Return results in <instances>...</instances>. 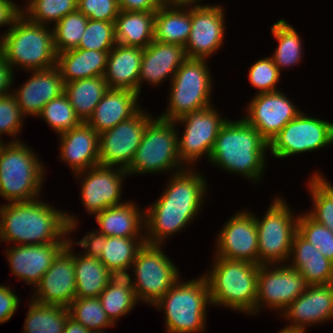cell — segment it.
<instances>
[{
  "label": "cell",
  "instance_id": "1",
  "mask_svg": "<svg viewBox=\"0 0 333 333\" xmlns=\"http://www.w3.org/2000/svg\"><path fill=\"white\" fill-rule=\"evenodd\" d=\"M0 218V238L21 241L24 245L68 242L67 239L57 238L64 236L75 226L72 217L35 199L12 202L0 208Z\"/></svg>",
  "mask_w": 333,
  "mask_h": 333
},
{
  "label": "cell",
  "instance_id": "2",
  "mask_svg": "<svg viewBox=\"0 0 333 333\" xmlns=\"http://www.w3.org/2000/svg\"><path fill=\"white\" fill-rule=\"evenodd\" d=\"M205 189L201 176L185 171L175 174L168 189L147 213L146 226L154 238L150 236L145 243L158 245L163 237L184 227L199 210Z\"/></svg>",
  "mask_w": 333,
  "mask_h": 333
},
{
  "label": "cell",
  "instance_id": "3",
  "mask_svg": "<svg viewBox=\"0 0 333 333\" xmlns=\"http://www.w3.org/2000/svg\"><path fill=\"white\" fill-rule=\"evenodd\" d=\"M268 142L244 119L221 127L210 160L223 168L257 179L263 170Z\"/></svg>",
  "mask_w": 333,
  "mask_h": 333
},
{
  "label": "cell",
  "instance_id": "4",
  "mask_svg": "<svg viewBox=\"0 0 333 333\" xmlns=\"http://www.w3.org/2000/svg\"><path fill=\"white\" fill-rule=\"evenodd\" d=\"M22 13L14 20L13 27L0 42V51L6 63L22 65L26 68L42 70L54 67L57 63V52L53 42V31L45 26L25 21ZM46 29V30H45Z\"/></svg>",
  "mask_w": 333,
  "mask_h": 333
},
{
  "label": "cell",
  "instance_id": "5",
  "mask_svg": "<svg viewBox=\"0 0 333 333\" xmlns=\"http://www.w3.org/2000/svg\"><path fill=\"white\" fill-rule=\"evenodd\" d=\"M206 277L210 302L224 304L245 312L254 311L260 265L247 261L220 258Z\"/></svg>",
  "mask_w": 333,
  "mask_h": 333
},
{
  "label": "cell",
  "instance_id": "6",
  "mask_svg": "<svg viewBox=\"0 0 333 333\" xmlns=\"http://www.w3.org/2000/svg\"><path fill=\"white\" fill-rule=\"evenodd\" d=\"M0 145V195L14 202L31 201L41 186L43 170L35 155L15 141Z\"/></svg>",
  "mask_w": 333,
  "mask_h": 333
},
{
  "label": "cell",
  "instance_id": "7",
  "mask_svg": "<svg viewBox=\"0 0 333 333\" xmlns=\"http://www.w3.org/2000/svg\"><path fill=\"white\" fill-rule=\"evenodd\" d=\"M208 301L209 284L205 276L179 286L175 283L155 304L165 308L169 333H191L203 330Z\"/></svg>",
  "mask_w": 333,
  "mask_h": 333
},
{
  "label": "cell",
  "instance_id": "8",
  "mask_svg": "<svg viewBox=\"0 0 333 333\" xmlns=\"http://www.w3.org/2000/svg\"><path fill=\"white\" fill-rule=\"evenodd\" d=\"M172 75L170 109L160 119L175 122L187 113L211 106V80L204 59L187 58Z\"/></svg>",
  "mask_w": 333,
  "mask_h": 333
},
{
  "label": "cell",
  "instance_id": "9",
  "mask_svg": "<svg viewBox=\"0 0 333 333\" xmlns=\"http://www.w3.org/2000/svg\"><path fill=\"white\" fill-rule=\"evenodd\" d=\"M172 125L173 121L158 118L146 126L133 161L126 170L127 174L161 171L178 164L179 140Z\"/></svg>",
  "mask_w": 333,
  "mask_h": 333
},
{
  "label": "cell",
  "instance_id": "10",
  "mask_svg": "<svg viewBox=\"0 0 333 333\" xmlns=\"http://www.w3.org/2000/svg\"><path fill=\"white\" fill-rule=\"evenodd\" d=\"M158 246L144 243L133 262L138 281L132 284L136 298L141 296L140 298L143 297L153 304L169 291L178 279V270Z\"/></svg>",
  "mask_w": 333,
  "mask_h": 333
},
{
  "label": "cell",
  "instance_id": "11",
  "mask_svg": "<svg viewBox=\"0 0 333 333\" xmlns=\"http://www.w3.org/2000/svg\"><path fill=\"white\" fill-rule=\"evenodd\" d=\"M289 210L283 200L277 199L269 208L263 221L256 219L258 265L266 264L264 259L276 262L289 256L298 224L291 218Z\"/></svg>",
  "mask_w": 333,
  "mask_h": 333
},
{
  "label": "cell",
  "instance_id": "12",
  "mask_svg": "<svg viewBox=\"0 0 333 333\" xmlns=\"http://www.w3.org/2000/svg\"><path fill=\"white\" fill-rule=\"evenodd\" d=\"M333 142V123L299 113L268 143L276 157L315 150Z\"/></svg>",
  "mask_w": 333,
  "mask_h": 333
},
{
  "label": "cell",
  "instance_id": "13",
  "mask_svg": "<svg viewBox=\"0 0 333 333\" xmlns=\"http://www.w3.org/2000/svg\"><path fill=\"white\" fill-rule=\"evenodd\" d=\"M152 121L141 111L99 134V165L111 167L123 163L127 170L141 143L146 126Z\"/></svg>",
  "mask_w": 333,
  "mask_h": 333
},
{
  "label": "cell",
  "instance_id": "14",
  "mask_svg": "<svg viewBox=\"0 0 333 333\" xmlns=\"http://www.w3.org/2000/svg\"><path fill=\"white\" fill-rule=\"evenodd\" d=\"M186 122L182 139L178 142L180 161L196 160L199 156L212 153L217 135L226 120L220 119L211 106L192 111L176 121Z\"/></svg>",
  "mask_w": 333,
  "mask_h": 333
},
{
  "label": "cell",
  "instance_id": "15",
  "mask_svg": "<svg viewBox=\"0 0 333 333\" xmlns=\"http://www.w3.org/2000/svg\"><path fill=\"white\" fill-rule=\"evenodd\" d=\"M70 247L71 242H67L41 277L37 284L39 297L34 301L68 307L76 298L74 255L69 252Z\"/></svg>",
  "mask_w": 333,
  "mask_h": 333
},
{
  "label": "cell",
  "instance_id": "16",
  "mask_svg": "<svg viewBox=\"0 0 333 333\" xmlns=\"http://www.w3.org/2000/svg\"><path fill=\"white\" fill-rule=\"evenodd\" d=\"M248 110L249 118L246 117L244 120L268 143L300 113L279 91L259 93L252 100Z\"/></svg>",
  "mask_w": 333,
  "mask_h": 333
},
{
  "label": "cell",
  "instance_id": "17",
  "mask_svg": "<svg viewBox=\"0 0 333 333\" xmlns=\"http://www.w3.org/2000/svg\"><path fill=\"white\" fill-rule=\"evenodd\" d=\"M223 16L221 7L198 5L192 8L190 36L184 46L187 58L205 60L206 56L221 46L224 35Z\"/></svg>",
  "mask_w": 333,
  "mask_h": 333
},
{
  "label": "cell",
  "instance_id": "18",
  "mask_svg": "<svg viewBox=\"0 0 333 333\" xmlns=\"http://www.w3.org/2000/svg\"><path fill=\"white\" fill-rule=\"evenodd\" d=\"M260 265L257 285V303L261 300L277 308H286L309 288L306 279L290 266L267 271Z\"/></svg>",
  "mask_w": 333,
  "mask_h": 333
},
{
  "label": "cell",
  "instance_id": "19",
  "mask_svg": "<svg viewBox=\"0 0 333 333\" xmlns=\"http://www.w3.org/2000/svg\"><path fill=\"white\" fill-rule=\"evenodd\" d=\"M217 257L258 264V231L256 217L236 214L221 231Z\"/></svg>",
  "mask_w": 333,
  "mask_h": 333
},
{
  "label": "cell",
  "instance_id": "20",
  "mask_svg": "<svg viewBox=\"0 0 333 333\" xmlns=\"http://www.w3.org/2000/svg\"><path fill=\"white\" fill-rule=\"evenodd\" d=\"M67 242L18 245L8 252L13 274L28 284H38Z\"/></svg>",
  "mask_w": 333,
  "mask_h": 333
},
{
  "label": "cell",
  "instance_id": "21",
  "mask_svg": "<svg viewBox=\"0 0 333 333\" xmlns=\"http://www.w3.org/2000/svg\"><path fill=\"white\" fill-rule=\"evenodd\" d=\"M126 173L124 169L114 172L111 167L101 165L91 168L82 185L83 202L90 213L97 214L108 207L121 205L118 202L121 193L120 176Z\"/></svg>",
  "mask_w": 333,
  "mask_h": 333
},
{
  "label": "cell",
  "instance_id": "22",
  "mask_svg": "<svg viewBox=\"0 0 333 333\" xmlns=\"http://www.w3.org/2000/svg\"><path fill=\"white\" fill-rule=\"evenodd\" d=\"M55 67L35 70L34 76L14 94L23 115H38L47 103L64 93L63 79Z\"/></svg>",
  "mask_w": 333,
  "mask_h": 333
},
{
  "label": "cell",
  "instance_id": "23",
  "mask_svg": "<svg viewBox=\"0 0 333 333\" xmlns=\"http://www.w3.org/2000/svg\"><path fill=\"white\" fill-rule=\"evenodd\" d=\"M288 307L286 316L295 320L294 325L288 328L302 332H304L303 324L307 322L316 323L332 318L333 283L309 285V289L292 301Z\"/></svg>",
  "mask_w": 333,
  "mask_h": 333
},
{
  "label": "cell",
  "instance_id": "24",
  "mask_svg": "<svg viewBox=\"0 0 333 333\" xmlns=\"http://www.w3.org/2000/svg\"><path fill=\"white\" fill-rule=\"evenodd\" d=\"M60 136L63 160L72 165L77 174L99 165V134L86 122Z\"/></svg>",
  "mask_w": 333,
  "mask_h": 333
},
{
  "label": "cell",
  "instance_id": "25",
  "mask_svg": "<svg viewBox=\"0 0 333 333\" xmlns=\"http://www.w3.org/2000/svg\"><path fill=\"white\" fill-rule=\"evenodd\" d=\"M138 93L127 89H108L86 123L98 134L132 117L138 109Z\"/></svg>",
  "mask_w": 333,
  "mask_h": 333
},
{
  "label": "cell",
  "instance_id": "26",
  "mask_svg": "<svg viewBox=\"0 0 333 333\" xmlns=\"http://www.w3.org/2000/svg\"><path fill=\"white\" fill-rule=\"evenodd\" d=\"M187 59L184 46L153 41L145 49L141 59L138 94L141 80L159 83L169 73H176Z\"/></svg>",
  "mask_w": 333,
  "mask_h": 333
},
{
  "label": "cell",
  "instance_id": "27",
  "mask_svg": "<svg viewBox=\"0 0 333 333\" xmlns=\"http://www.w3.org/2000/svg\"><path fill=\"white\" fill-rule=\"evenodd\" d=\"M110 50L103 78L109 89H127L138 93L143 49L116 44ZM109 71V72H108Z\"/></svg>",
  "mask_w": 333,
  "mask_h": 333
},
{
  "label": "cell",
  "instance_id": "28",
  "mask_svg": "<svg viewBox=\"0 0 333 333\" xmlns=\"http://www.w3.org/2000/svg\"><path fill=\"white\" fill-rule=\"evenodd\" d=\"M109 51L74 48L57 54V68L64 84L75 80L103 76Z\"/></svg>",
  "mask_w": 333,
  "mask_h": 333
},
{
  "label": "cell",
  "instance_id": "29",
  "mask_svg": "<svg viewBox=\"0 0 333 333\" xmlns=\"http://www.w3.org/2000/svg\"><path fill=\"white\" fill-rule=\"evenodd\" d=\"M292 250L296 256L290 267L301 273L309 285L333 283V262L298 233L293 238Z\"/></svg>",
  "mask_w": 333,
  "mask_h": 333
},
{
  "label": "cell",
  "instance_id": "30",
  "mask_svg": "<svg viewBox=\"0 0 333 333\" xmlns=\"http://www.w3.org/2000/svg\"><path fill=\"white\" fill-rule=\"evenodd\" d=\"M155 12L121 10L115 24L117 44L145 49L154 41Z\"/></svg>",
  "mask_w": 333,
  "mask_h": 333
},
{
  "label": "cell",
  "instance_id": "31",
  "mask_svg": "<svg viewBox=\"0 0 333 333\" xmlns=\"http://www.w3.org/2000/svg\"><path fill=\"white\" fill-rule=\"evenodd\" d=\"M103 76L75 80L64 84V94L68 97L76 115L86 122L97 104L108 90Z\"/></svg>",
  "mask_w": 333,
  "mask_h": 333
},
{
  "label": "cell",
  "instance_id": "32",
  "mask_svg": "<svg viewBox=\"0 0 333 333\" xmlns=\"http://www.w3.org/2000/svg\"><path fill=\"white\" fill-rule=\"evenodd\" d=\"M76 298L99 297L114 275L97 257L74 256Z\"/></svg>",
  "mask_w": 333,
  "mask_h": 333
},
{
  "label": "cell",
  "instance_id": "33",
  "mask_svg": "<svg viewBox=\"0 0 333 333\" xmlns=\"http://www.w3.org/2000/svg\"><path fill=\"white\" fill-rule=\"evenodd\" d=\"M168 5L155 12L154 41L185 46L191 31V10L186 14L176 8L169 10Z\"/></svg>",
  "mask_w": 333,
  "mask_h": 333
},
{
  "label": "cell",
  "instance_id": "34",
  "mask_svg": "<svg viewBox=\"0 0 333 333\" xmlns=\"http://www.w3.org/2000/svg\"><path fill=\"white\" fill-rule=\"evenodd\" d=\"M135 205L121 203L111 206L97 213V222L101 226L100 233L107 237H135L139 229L140 213ZM140 219V220H139Z\"/></svg>",
  "mask_w": 333,
  "mask_h": 333
},
{
  "label": "cell",
  "instance_id": "35",
  "mask_svg": "<svg viewBox=\"0 0 333 333\" xmlns=\"http://www.w3.org/2000/svg\"><path fill=\"white\" fill-rule=\"evenodd\" d=\"M129 275L114 276L99 295L101 306L112 323L125 315L136 303V295Z\"/></svg>",
  "mask_w": 333,
  "mask_h": 333
},
{
  "label": "cell",
  "instance_id": "36",
  "mask_svg": "<svg viewBox=\"0 0 333 333\" xmlns=\"http://www.w3.org/2000/svg\"><path fill=\"white\" fill-rule=\"evenodd\" d=\"M134 238L109 236L102 246L99 259L114 276L128 275L127 268L132 265L137 252L145 243V239H143L136 246V243L133 242Z\"/></svg>",
  "mask_w": 333,
  "mask_h": 333
},
{
  "label": "cell",
  "instance_id": "37",
  "mask_svg": "<svg viewBox=\"0 0 333 333\" xmlns=\"http://www.w3.org/2000/svg\"><path fill=\"white\" fill-rule=\"evenodd\" d=\"M27 314L24 333H63L69 310L33 300Z\"/></svg>",
  "mask_w": 333,
  "mask_h": 333
},
{
  "label": "cell",
  "instance_id": "38",
  "mask_svg": "<svg viewBox=\"0 0 333 333\" xmlns=\"http://www.w3.org/2000/svg\"><path fill=\"white\" fill-rule=\"evenodd\" d=\"M87 22L88 18L77 9L55 23L53 42L57 54L79 46Z\"/></svg>",
  "mask_w": 333,
  "mask_h": 333
},
{
  "label": "cell",
  "instance_id": "39",
  "mask_svg": "<svg viewBox=\"0 0 333 333\" xmlns=\"http://www.w3.org/2000/svg\"><path fill=\"white\" fill-rule=\"evenodd\" d=\"M279 45L275 51L273 62L278 67L298 63L300 60L301 44L297 32L285 20H280L271 27Z\"/></svg>",
  "mask_w": 333,
  "mask_h": 333
},
{
  "label": "cell",
  "instance_id": "40",
  "mask_svg": "<svg viewBox=\"0 0 333 333\" xmlns=\"http://www.w3.org/2000/svg\"><path fill=\"white\" fill-rule=\"evenodd\" d=\"M67 308L69 316L90 332L94 330L98 332V329L100 332V328L113 324L107 317L98 297L75 298Z\"/></svg>",
  "mask_w": 333,
  "mask_h": 333
},
{
  "label": "cell",
  "instance_id": "41",
  "mask_svg": "<svg viewBox=\"0 0 333 333\" xmlns=\"http://www.w3.org/2000/svg\"><path fill=\"white\" fill-rule=\"evenodd\" d=\"M38 115L43 116L47 123L60 134L82 123L64 93L47 103Z\"/></svg>",
  "mask_w": 333,
  "mask_h": 333
},
{
  "label": "cell",
  "instance_id": "42",
  "mask_svg": "<svg viewBox=\"0 0 333 333\" xmlns=\"http://www.w3.org/2000/svg\"><path fill=\"white\" fill-rule=\"evenodd\" d=\"M310 184L315 211L307 215L333 232V187L318 175L312 178Z\"/></svg>",
  "mask_w": 333,
  "mask_h": 333
},
{
  "label": "cell",
  "instance_id": "43",
  "mask_svg": "<svg viewBox=\"0 0 333 333\" xmlns=\"http://www.w3.org/2000/svg\"><path fill=\"white\" fill-rule=\"evenodd\" d=\"M117 44L114 22L88 19L86 29L77 48L110 51Z\"/></svg>",
  "mask_w": 333,
  "mask_h": 333
},
{
  "label": "cell",
  "instance_id": "44",
  "mask_svg": "<svg viewBox=\"0 0 333 333\" xmlns=\"http://www.w3.org/2000/svg\"><path fill=\"white\" fill-rule=\"evenodd\" d=\"M297 233L333 262V232L308 215L297 219Z\"/></svg>",
  "mask_w": 333,
  "mask_h": 333
},
{
  "label": "cell",
  "instance_id": "45",
  "mask_svg": "<svg viewBox=\"0 0 333 333\" xmlns=\"http://www.w3.org/2000/svg\"><path fill=\"white\" fill-rule=\"evenodd\" d=\"M77 6L74 0H31L28 6L29 13L32 14L29 21L40 25H43L44 20H54L57 23L64 16L75 12Z\"/></svg>",
  "mask_w": 333,
  "mask_h": 333
},
{
  "label": "cell",
  "instance_id": "46",
  "mask_svg": "<svg viewBox=\"0 0 333 333\" xmlns=\"http://www.w3.org/2000/svg\"><path fill=\"white\" fill-rule=\"evenodd\" d=\"M280 70L272 58L257 61L249 71V79L253 86L259 88L260 93L276 92L275 84L279 80Z\"/></svg>",
  "mask_w": 333,
  "mask_h": 333
},
{
  "label": "cell",
  "instance_id": "47",
  "mask_svg": "<svg viewBox=\"0 0 333 333\" xmlns=\"http://www.w3.org/2000/svg\"><path fill=\"white\" fill-rule=\"evenodd\" d=\"M77 9L88 19L115 22L120 13L119 0H83Z\"/></svg>",
  "mask_w": 333,
  "mask_h": 333
},
{
  "label": "cell",
  "instance_id": "48",
  "mask_svg": "<svg viewBox=\"0 0 333 333\" xmlns=\"http://www.w3.org/2000/svg\"><path fill=\"white\" fill-rule=\"evenodd\" d=\"M22 115L14 95L9 93L0 97V134L15 135L20 129Z\"/></svg>",
  "mask_w": 333,
  "mask_h": 333
},
{
  "label": "cell",
  "instance_id": "49",
  "mask_svg": "<svg viewBox=\"0 0 333 333\" xmlns=\"http://www.w3.org/2000/svg\"><path fill=\"white\" fill-rule=\"evenodd\" d=\"M18 297L5 286H0V323L8 321L18 306Z\"/></svg>",
  "mask_w": 333,
  "mask_h": 333
},
{
  "label": "cell",
  "instance_id": "50",
  "mask_svg": "<svg viewBox=\"0 0 333 333\" xmlns=\"http://www.w3.org/2000/svg\"><path fill=\"white\" fill-rule=\"evenodd\" d=\"M163 4L162 0H119L123 11L156 12Z\"/></svg>",
  "mask_w": 333,
  "mask_h": 333
},
{
  "label": "cell",
  "instance_id": "51",
  "mask_svg": "<svg viewBox=\"0 0 333 333\" xmlns=\"http://www.w3.org/2000/svg\"><path fill=\"white\" fill-rule=\"evenodd\" d=\"M88 235L77 244L81 245L85 249L89 248L85 254L86 256L99 258L102 252V246L106 243L107 236L103 233H99V235L91 233Z\"/></svg>",
  "mask_w": 333,
  "mask_h": 333
},
{
  "label": "cell",
  "instance_id": "52",
  "mask_svg": "<svg viewBox=\"0 0 333 333\" xmlns=\"http://www.w3.org/2000/svg\"><path fill=\"white\" fill-rule=\"evenodd\" d=\"M9 0H0V25L13 23L23 13Z\"/></svg>",
  "mask_w": 333,
  "mask_h": 333
},
{
  "label": "cell",
  "instance_id": "53",
  "mask_svg": "<svg viewBox=\"0 0 333 333\" xmlns=\"http://www.w3.org/2000/svg\"><path fill=\"white\" fill-rule=\"evenodd\" d=\"M10 66L6 63L3 58L2 52L0 51V97L8 95L4 93L12 84V72Z\"/></svg>",
  "mask_w": 333,
  "mask_h": 333
},
{
  "label": "cell",
  "instance_id": "54",
  "mask_svg": "<svg viewBox=\"0 0 333 333\" xmlns=\"http://www.w3.org/2000/svg\"><path fill=\"white\" fill-rule=\"evenodd\" d=\"M63 333H90L81 323L68 316Z\"/></svg>",
  "mask_w": 333,
  "mask_h": 333
},
{
  "label": "cell",
  "instance_id": "55",
  "mask_svg": "<svg viewBox=\"0 0 333 333\" xmlns=\"http://www.w3.org/2000/svg\"><path fill=\"white\" fill-rule=\"evenodd\" d=\"M164 4H172L177 6L188 5L192 3V0H162Z\"/></svg>",
  "mask_w": 333,
  "mask_h": 333
},
{
  "label": "cell",
  "instance_id": "56",
  "mask_svg": "<svg viewBox=\"0 0 333 333\" xmlns=\"http://www.w3.org/2000/svg\"><path fill=\"white\" fill-rule=\"evenodd\" d=\"M279 333H304V332L287 327L283 331H280Z\"/></svg>",
  "mask_w": 333,
  "mask_h": 333
},
{
  "label": "cell",
  "instance_id": "57",
  "mask_svg": "<svg viewBox=\"0 0 333 333\" xmlns=\"http://www.w3.org/2000/svg\"><path fill=\"white\" fill-rule=\"evenodd\" d=\"M83 0H74V2L79 5Z\"/></svg>",
  "mask_w": 333,
  "mask_h": 333
},
{
  "label": "cell",
  "instance_id": "58",
  "mask_svg": "<svg viewBox=\"0 0 333 333\" xmlns=\"http://www.w3.org/2000/svg\"><path fill=\"white\" fill-rule=\"evenodd\" d=\"M90 333H102V332H99V331H98V332H97V331H96V332H95V331H92V332H90Z\"/></svg>",
  "mask_w": 333,
  "mask_h": 333
}]
</instances>
